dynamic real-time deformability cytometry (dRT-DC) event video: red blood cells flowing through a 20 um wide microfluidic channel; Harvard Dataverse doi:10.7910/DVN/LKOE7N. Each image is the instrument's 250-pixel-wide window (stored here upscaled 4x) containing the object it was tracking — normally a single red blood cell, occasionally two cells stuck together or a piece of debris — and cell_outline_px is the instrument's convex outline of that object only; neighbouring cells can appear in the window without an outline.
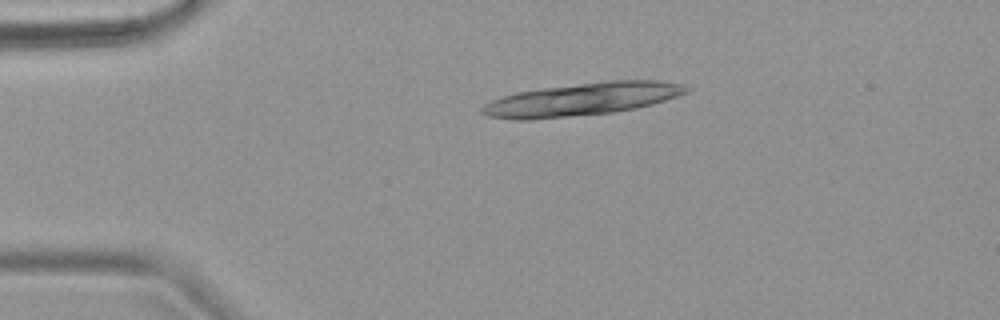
{"species": "common noctule bat (a hibernating species)", "species_latin": "Nyctalus noctula", "temperature_condition": "warm", "stored_images_in_passage": 4, "camera_frame_rate_fps": 3000, "um_per_image_px": 0.085, "animal": {"sex": "female", "body_mass_g": 18.4}, "frame": {"image": 1, "passage_image": 3, "time_ms": 3.333, "image_size_px": [1000, 320], "cell_outline_px": [[692, 88], [688, 92], [652, 104], [636, 108], [612, 112], [528, 120], [516, 120], [488, 116], [480, 112], [480, 108], [484, 104], [492, 100], [516, 92], [544, 88], [604, 80], [656, 80], [684, 84]], "centroid_in_image_um": [49.48, 8.43], "position_along_channel_um": 35.5, "area_um2": 38.84}}